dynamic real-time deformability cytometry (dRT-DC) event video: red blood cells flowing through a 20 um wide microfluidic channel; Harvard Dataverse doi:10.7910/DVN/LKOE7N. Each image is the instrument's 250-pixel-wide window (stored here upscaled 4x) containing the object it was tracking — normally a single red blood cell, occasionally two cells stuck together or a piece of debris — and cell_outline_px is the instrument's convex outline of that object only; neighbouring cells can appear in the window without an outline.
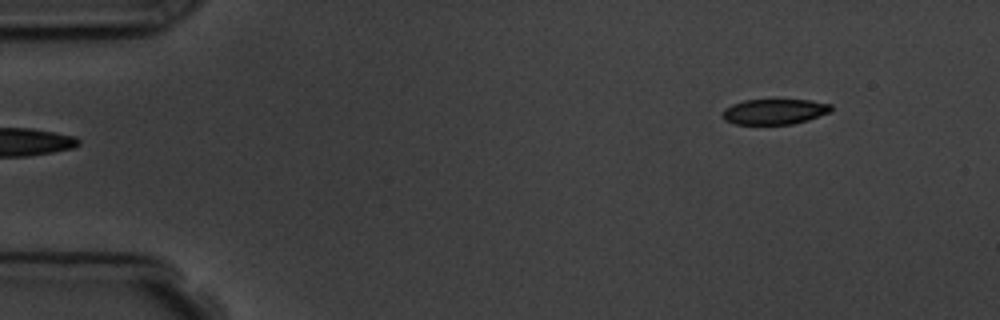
{"species": "common noctule bat (a hibernating species)", "species_latin": "Nyctalus noctula", "temperature_condition": "room temperature", "stored_images_in_passage": 2, "camera_frame_rate_fps": 3000, "um_per_image_px": 0.085, "animal": {"sex": "male", "body_mass_g": 19.5, "forearm_length_mm": 54.6}, "frame": {"image": 1, "passage_image": 2, "time_ms": 1.0, "image_size_px": [1000, 320], "cell_outline_px": [[832, 112], [808, 120], [792, 124], [736, 124], [724, 120], [720, 116], [724, 108], [732, 104], [744, 100], [808, 100], [832, 104]], "centroid_in_image_um": [65.82, 9.49], "position_along_channel_um": 19.2, "area_um2": 16.24}}